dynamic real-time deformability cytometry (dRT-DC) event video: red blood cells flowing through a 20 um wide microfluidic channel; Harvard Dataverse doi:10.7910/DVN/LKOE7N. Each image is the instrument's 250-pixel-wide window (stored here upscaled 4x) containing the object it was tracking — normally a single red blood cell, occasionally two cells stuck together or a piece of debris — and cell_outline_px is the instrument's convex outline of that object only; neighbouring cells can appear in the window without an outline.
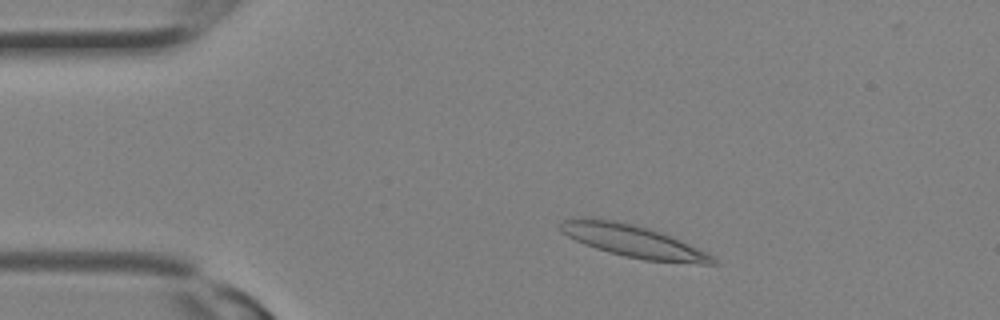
{"species": "Egyptian fruit bat (a non-hibernating species)", "species_latin": "Rousettus aegyptiacus", "temperature_condition": "room temperature", "stored_images_in_passage": 9, "camera_frame_rate_fps": 3000, "um_per_image_px": 0.085, "animal": {"sex": "female"}, "frame": {"image": 1, "passage_image": 4, "time_ms": 1.0, "image_size_px": [1000, 320], "cell_outline_px": [[720, 264], [700, 264], [644, 260], [624, 256], [608, 252], [584, 244], [560, 232], [556, 224], [564, 220], [592, 216], [632, 224], [648, 228], [680, 240], [716, 256]], "centroid_in_image_um": [53.81, 20.5], "position_along_channel_um": 31.2, "area_um2": 28.9}}
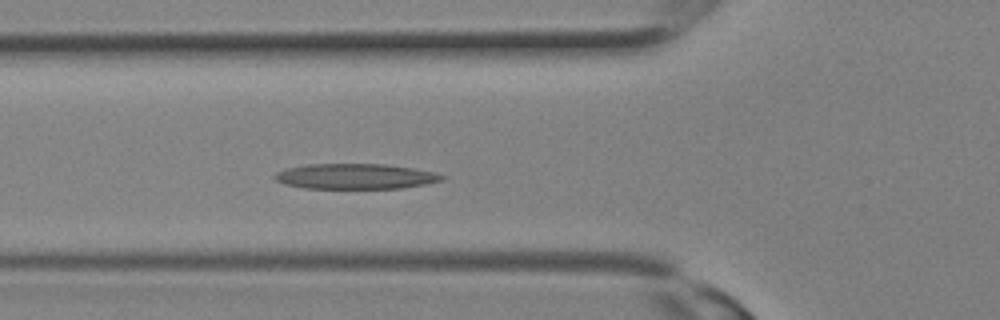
{"frame": {"image": 2, "passage_image": 9, "time_ms": 2.667, "image_size_px": [1000, 320], "cell_outline_px": [[444, 180], [424, 184], [400, 188], [304, 188], [284, 184], [276, 180], [272, 176], [276, 172], [288, 168], [308, 164], [388, 164], [436, 172], [444, 176]], "centroid_in_image_um": [30.2, 14.98], "position_along_channel_um": 95.6, "area_um2": 24.62}}